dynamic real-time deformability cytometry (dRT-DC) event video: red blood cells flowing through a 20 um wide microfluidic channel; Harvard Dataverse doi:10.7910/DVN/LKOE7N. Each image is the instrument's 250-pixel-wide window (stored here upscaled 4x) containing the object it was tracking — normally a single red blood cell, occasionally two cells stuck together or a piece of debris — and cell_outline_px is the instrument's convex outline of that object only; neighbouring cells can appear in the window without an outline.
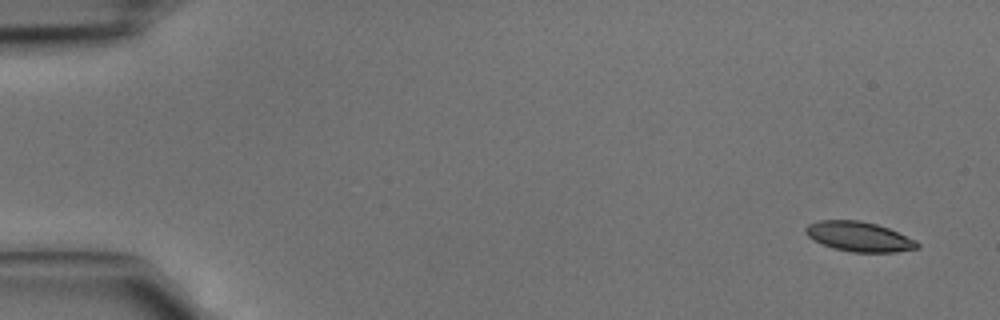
{"species": "common noctule bat (a hibernating species)", "species_latin": "Nyctalus noctula", "temperature_condition": "cold", "stored_images_in_passage": 3, "camera_frame_rate_fps": 3000, "um_per_image_px": 0.085, "animal": {"sex": "male", "body_mass_g": 15.6}, "frame": {"image": 1, "passage_image": 1, "time_ms": 0.0, "image_size_px": [1000, 320], "cell_outline_px": [[920, 248], [896, 252], [852, 252], [832, 248], [808, 236], [804, 232], [804, 228], [808, 224], [820, 220], [860, 220], [876, 224], [888, 228], [916, 240], [920, 244]], "centroid_in_image_um": [73.04, 20.11], "position_along_channel_um": 12.0, "area_um2": 19.36}}
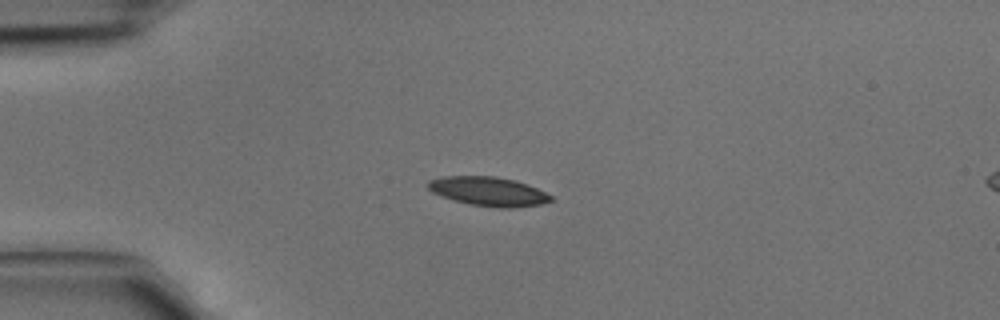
{"frame": {"image": 2, "passage_image": 3, "time_ms": 0.667, "image_size_px": [1000, 320], "cell_outline_px": [[552, 200], [540, 204], [508, 208], [500, 208], [468, 204], [440, 196], [432, 192], [424, 184], [428, 180], [444, 176], [496, 176], [512, 180], [536, 188], [552, 196]], "centroid_in_image_um": [41.43, 16.26], "position_along_channel_um": 43.6, "area_um2": 20.69}}